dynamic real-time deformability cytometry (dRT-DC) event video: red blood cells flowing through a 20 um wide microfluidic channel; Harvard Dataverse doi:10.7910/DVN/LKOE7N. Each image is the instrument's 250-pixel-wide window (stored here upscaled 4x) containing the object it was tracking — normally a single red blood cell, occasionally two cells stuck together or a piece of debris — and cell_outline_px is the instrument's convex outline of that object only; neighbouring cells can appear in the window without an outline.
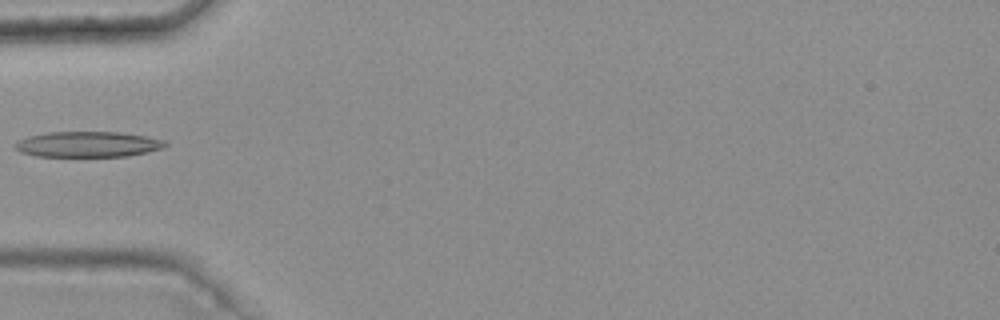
{"species": "common noctule bat (a hibernating species)", "species_latin": "Nyctalus noctula", "temperature_condition": "warm", "stored_images_in_passage": 3, "camera_frame_rate_fps": 3000, "um_per_image_px": 0.085, "animal": {"sex": "female", "body_mass_g": 25.1}, "frame": {"image": 1, "passage_image": 3, "time_ms": 0.667, "image_size_px": [1000, 320], "cell_outline_px": [[168, 144], [164, 148], [148, 152], [128, 156], [36, 156], [20, 152], [16, 148], [16, 144], [20, 140], [28, 136], [44, 132], [120, 132], [144, 136], [164, 140]], "centroid_in_image_um": [7.5, 12.26], "position_along_channel_um": 77.5, "area_um2": 22.31}}